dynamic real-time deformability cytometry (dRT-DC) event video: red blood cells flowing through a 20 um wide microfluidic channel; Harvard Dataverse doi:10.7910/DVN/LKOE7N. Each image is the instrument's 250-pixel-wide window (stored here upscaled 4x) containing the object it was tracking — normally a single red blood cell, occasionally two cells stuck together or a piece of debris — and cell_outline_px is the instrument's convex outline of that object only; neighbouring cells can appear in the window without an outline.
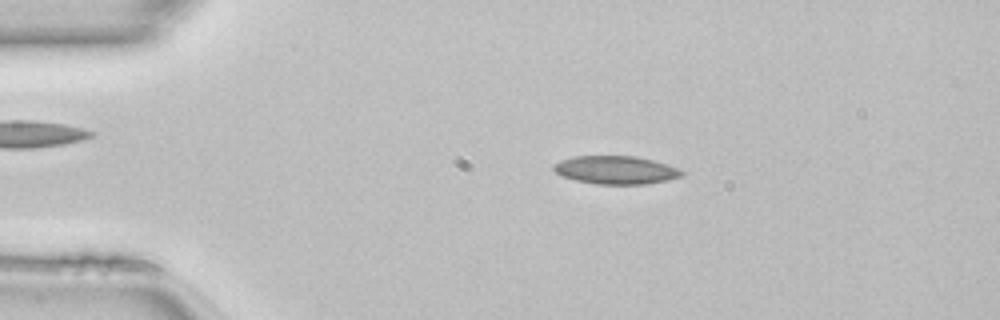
{"species": "common noctule bat (a hibernating species)", "species_latin": "Nyctalus noctula", "temperature_condition": "room temperature", "stored_images_in_passage": 48, "camera_frame_rate_fps": 3000, "um_per_image_px": 0.085, "animal": {"sex": "female", "body_mass_g": 22.7, "forearm_length_mm": 54.2}, "frame": {"image": 1, "passage_image": 9, "time_ms": 2.667, "image_size_px": [1000, 320], "cell_outline_px": [[684, 176], [668, 180], [644, 184], [596, 184], [576, 180], [560, 176], [552, 168], [552, 164], [560, 160], [572, 156], [636, 156], [668, 164], [680, 168], [684, 172]], "centroid_in_image_um": [52.34, 14.44], "position_along_channel_um": 32.7, "area_um2": 21.27}}
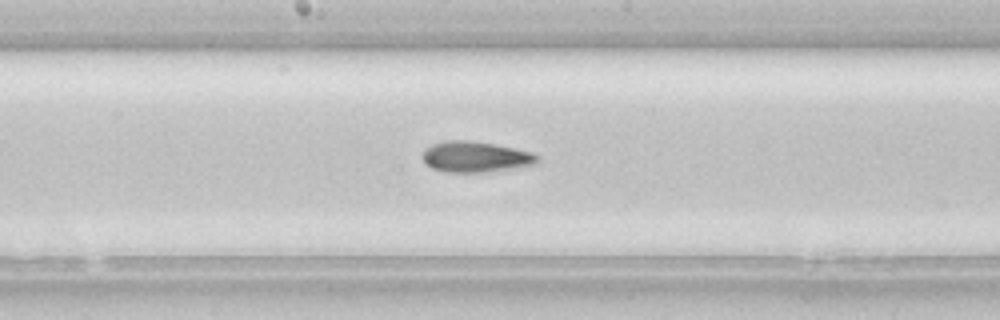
{"frame": {"image": 2, "passage_image": 25, "time_ms": 8.0, "image_size_px": [1000, 320], "cell_outline_px": [[540, 164], [484, 172], [444, 172], [432, 168], [424, 164], [420, 156], [424, 148], [432, 144], [448, 140], [468, 140], [496, 144], [516, 148], [532, 152], [540, 156]], "centroid_in_image_um": [40.41, 13.33], "position_along_channel_um": 207.8, "area_um2": 21.1}}
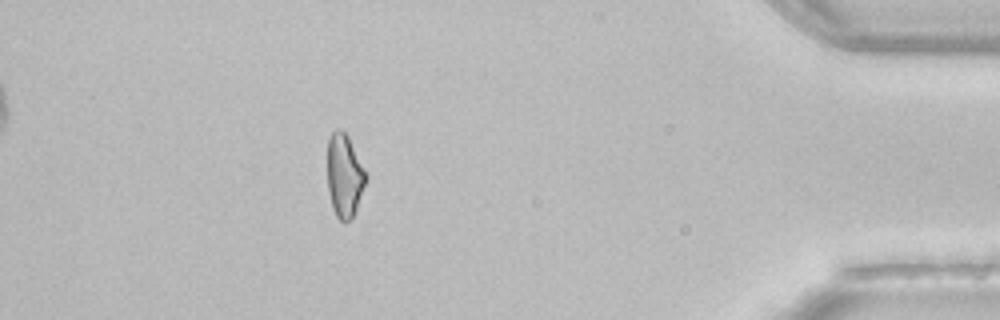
{"frame": {"image": 3, "passage_image": 43, "time_ms": 14.0, "image_size_px": [1000, 320], "cell_outline_px": [[368, 176], [352, 220], [340, 220], [336, 216], [332, 208], [328, 192], [328, 140], [332, 132], [336, 128], [340, 128], [348, 136], [368, 172]], "centroid_in_image_um": [29.3, 14.91], "position_along_channel_um": 405.9, "area_um2": 18.9}, "authors_computed_cell_mechanics": {"area_um2": 20.2589, "velocity_mm_per_s": 4.1474, "shape_relaxation_time_tau1_ms": 7.5536, "shape_relaxation_time_tau2_ms": 3.3098, "deformation_change_tau1": 0.1575, "deformation_change_tau2": 0.1115}}